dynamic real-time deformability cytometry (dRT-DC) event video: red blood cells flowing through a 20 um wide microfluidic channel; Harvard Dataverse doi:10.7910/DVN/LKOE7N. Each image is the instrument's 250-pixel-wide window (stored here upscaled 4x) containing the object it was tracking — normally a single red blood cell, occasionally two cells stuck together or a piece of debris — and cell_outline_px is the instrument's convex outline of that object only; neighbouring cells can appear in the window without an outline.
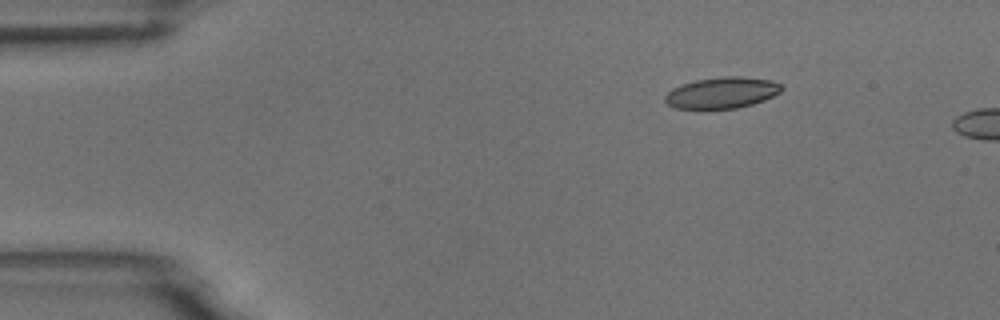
{"species": "common noctule bat (a hibernating species)", "species_latin": "Nyctalus noctula", "temperature_condition": "room temperature", "stored_images_in_passage": 3, "camera_frame_rate_fps": 3000, "um_per_image_px": 0.085, "animal": {"sex": "male", "body_mass_g": 18.8}, "frame": {"image": 1, "passage_image": 2, "time_ms": 2.0, "image_size_px": [1000, 320], "cell_outline_px": [[784, 88], [780, 92], [764, 100], [752, 104], [736, 108], [704, 112], [676, 108], [668, 104], [664, 100], [664, 96], [672, 88], [696, 80], [724, 76], [740, 76], [772, 80], [780, 84]], "centroid_in_image_um": [61.32, 7.93], "position_along_channel_um": 23.7, "area_um2": 21.85}}